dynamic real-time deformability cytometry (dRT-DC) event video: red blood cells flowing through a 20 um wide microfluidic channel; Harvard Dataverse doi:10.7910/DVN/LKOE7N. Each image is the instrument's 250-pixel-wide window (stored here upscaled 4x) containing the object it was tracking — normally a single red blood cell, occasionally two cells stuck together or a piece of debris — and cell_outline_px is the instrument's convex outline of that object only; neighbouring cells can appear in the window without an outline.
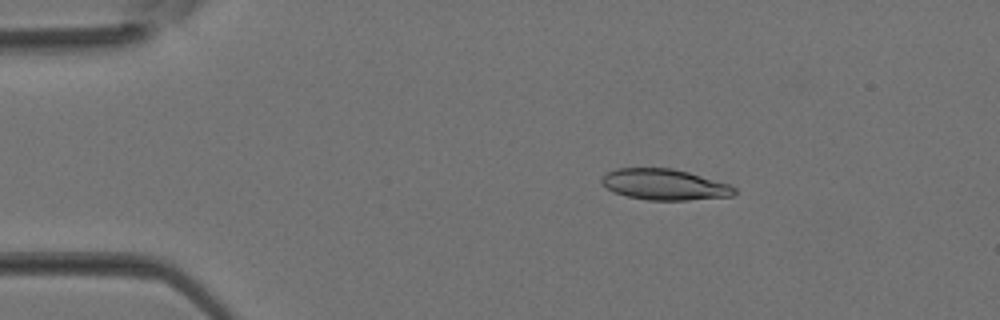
{"species": "Egyptian fruit bat (a non-hibernating species)", "species_latin": "Rousettus aegyptiacus", "temperature_condition": "room temperature", "stored_images_in_passage": 34, "camera_frame_rate_fps": 3000, "um_per_image_px": 0.085, "animal": {"sex": "female"}, "frame": {"image": 1, "passage_image": 4, "time_ms": 1.0, "image_size_px": [1000, 320], "cell_outline_px": [[736, 196], [688, 200], [648, 200], [628, 196], [612, 192], [600, 180], [608, 172], [616, 168], [672, 168], [688, 172], [728, 184], [736, 188]], "centroid_in_image_um": [56.51, 15.69], "position_along_channel_um": 28.5, "area_um2": 23.81}}
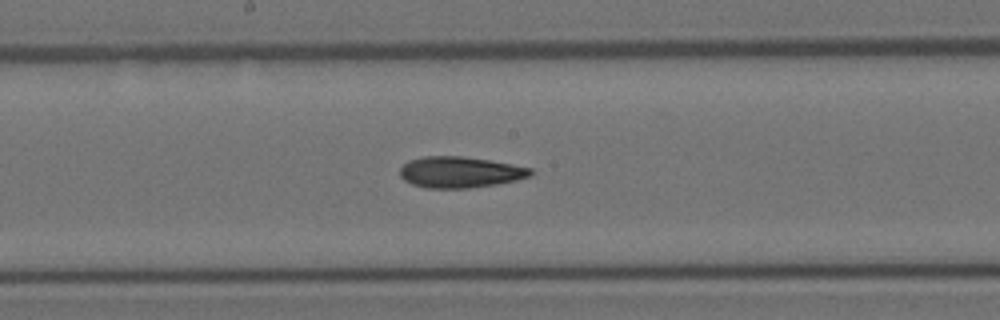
{"frame": {"image": 2, "passage_image": 17, "time_ms": 5.333, "image_size_px": [1000, 320], "cell_outline_px": [[536, 172], [532, 176], [516, 180], [496, 184], [468, 188], [424, 188], [412, 184], [404, 180], [400, 176], [400, 168], [408, 160], [424, 156], [460, 156], [488, 160], [512, 164], [532, 168]], "centroid_in_image_um": [39.11, 14.63], "position_along_channel_um": 209.1, "area_um2": 23.81}}
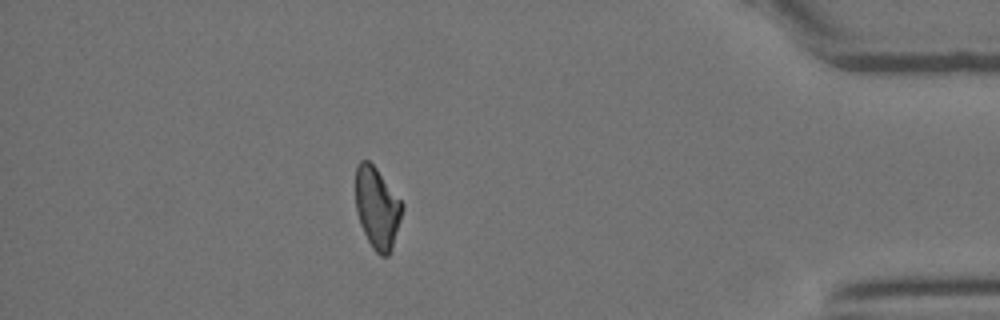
{"frame": {"image": 3, "passage_image": 30, "time_ms": 9.667, "image_size_px": [1000, 320], "cell_outline_px": [[404, 208], [392, 248], [388, 256], [380, 256], [372, 248], [360, 224], [356, 212], [356, 164], [360, 160], [368, 160], [376, 168], [404, 204]], "centroid_in_image_um": [32.06, 17.67], "position_along_channel_um": 403.1, "area_um2": 22.14}}